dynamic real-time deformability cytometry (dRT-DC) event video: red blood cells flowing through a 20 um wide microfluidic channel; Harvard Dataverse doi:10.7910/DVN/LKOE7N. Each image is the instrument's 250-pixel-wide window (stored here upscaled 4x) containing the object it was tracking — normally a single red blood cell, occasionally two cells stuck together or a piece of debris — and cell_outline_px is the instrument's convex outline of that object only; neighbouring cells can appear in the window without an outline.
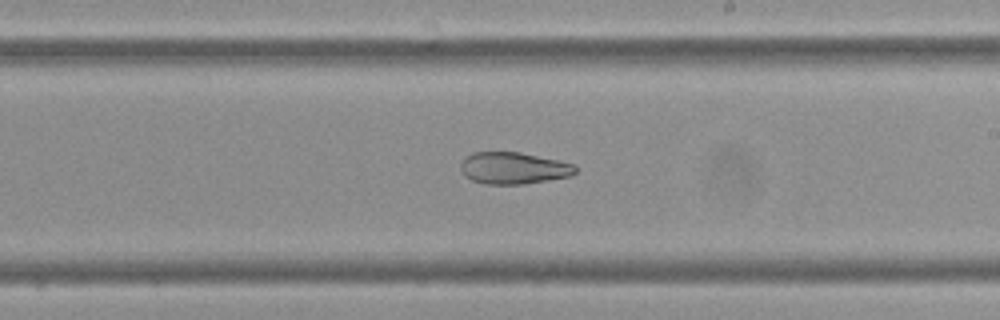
{"species": "Egyptian fruit bat (a non-hibernating species)", "species_latin": "Rousettus aegyptiacus", "temperature_condition": "cold", "stored_images_in_passage": 47, "camera_frame_rate_fps": 3000, "um_per_image_px": 0.085, "frame": {"image": 1, "passage_image": 34, "time_ms": 11.0, "image_size_px": [1000, 320], "cell_outline_px": [[576, 172], [572, 176], [524, 184], [484, 184], [472, 180], [464, 176], [460, 168], [460, 164], [472, 152], [520, 152], [576, 164]], "centroid_in_image_um": [43.66, 14.29], "position_along_channel_um": 245.3, "area_um2": 21.33}}